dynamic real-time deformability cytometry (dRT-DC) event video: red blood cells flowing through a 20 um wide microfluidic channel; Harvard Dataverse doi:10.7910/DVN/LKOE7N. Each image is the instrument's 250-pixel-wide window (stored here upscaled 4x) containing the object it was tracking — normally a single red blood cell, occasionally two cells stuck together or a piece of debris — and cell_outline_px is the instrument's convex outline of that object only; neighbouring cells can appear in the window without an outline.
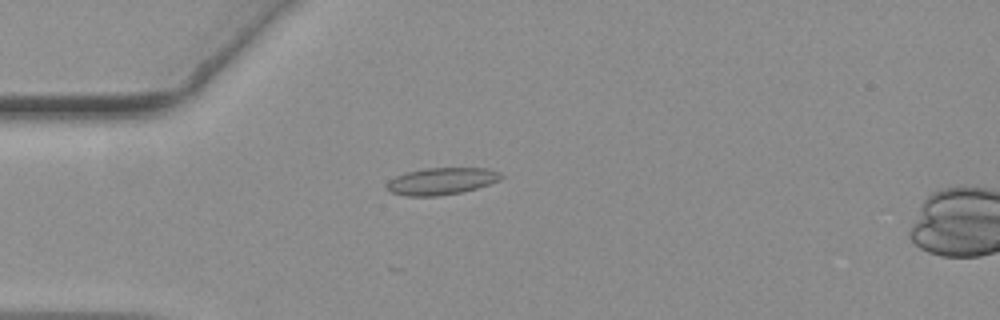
{"species": "common noctule bat (a hibernating species)", "species_latin": "Nyctalus noctula", "temperature_condition": "warm", "stored_images_in_passage": 32, "camera_frame_rate_fps": 3000, "um_per_image_px": 0.085, "animal": {"sex": "female", "body_mass_g": 19.3, "forearm_length_mm": 54.1}, "frame": {"image": 1, "passage_image": 4, "time_ms": 1.0, "image_size_px": [1000, 320], "cell_outline_px": [[504, 176], [500, 180], [476, 188], [460, 192], [436, 196], [404, 196], [388, 192], [384, 188], [388, 180], [396, 176], [408, 172], [424, 168], [488, 168], [500, 172]], "centroid_in_image_um": [37.48, 15.4], "position_along_channel_um": 47.5, "area_um2": 18.09}}
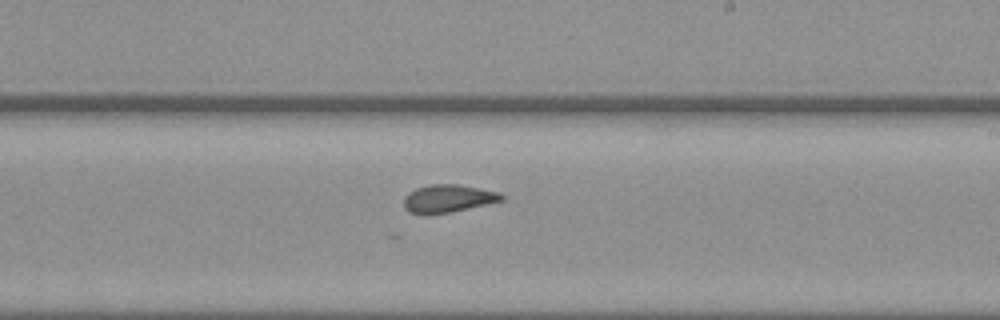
{"frame": {"image": 2, "passage_image": 22, "time_ms": 7.0, "image_size_px": [1000, 320], "cell_outline_px": [[504, 200], [448, 212], [428, 216], [420, 216], [408, 212], [404, 208], [404, 196], [408, 192], [416, 188], [432, 184], [456, 184], [500, 192], [504, 196]], "centroid_in_image_um": [38.01, 16.89], "position_along_channel_um": 251.0, "area_um2": 16.01}}
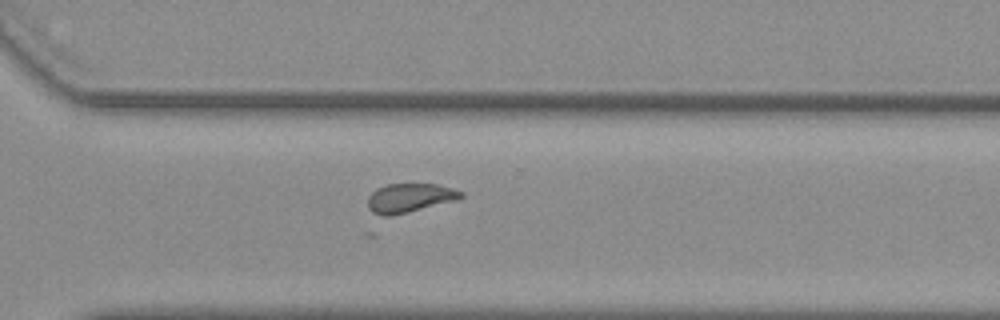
{"frame": {"image": 3, "passage_image": 29, "time_ms": 9.333, "image_size_px": [1000, 320], "cell_outline_px": [[464, 196], [460, 200], [392, 216], [384, 216], [372, 212], [368, 208], [368, 196], [376, 188], [388, 184], [436, 184], [452, 188], [464, 192]], "centroid_in_image_um": [34.85, 16.83], "position_along_channel_um": 335.7, "area_um2": 16.01}}